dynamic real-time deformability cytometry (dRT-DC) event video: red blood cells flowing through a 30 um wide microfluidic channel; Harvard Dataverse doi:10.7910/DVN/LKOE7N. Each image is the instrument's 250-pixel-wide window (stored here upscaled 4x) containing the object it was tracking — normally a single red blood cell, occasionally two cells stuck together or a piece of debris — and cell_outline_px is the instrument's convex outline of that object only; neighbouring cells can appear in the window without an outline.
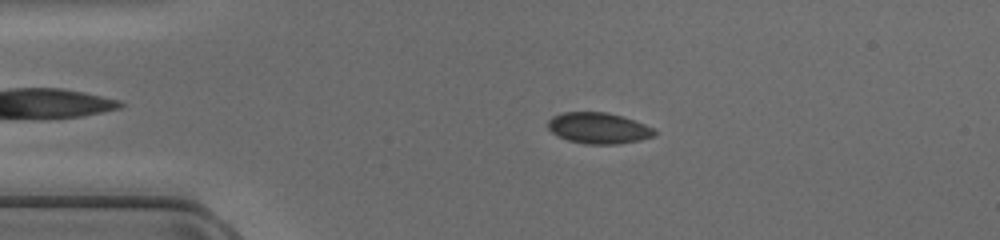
{"species": "common noctule bat (a hibernating species)", "species_latin": "Nyctalus noctula", "temperature_condition": "cold", "stored_images_in_passage": 46, "camera_frame_rate_fps": 3000, "um_per_image_px": 0.085, "animal": {"sex": "female", "body_mass_g": 17.0, "forearm_length_mm": 48.0}, "frame": {"image": 1, "passage_image": 9, "time_ms": 2.667, "image_size_px": [1000, 240], "cell_outline_px": [[656, 136], [640, 140], [616, 144], [584, 144], [568, 140], [556, 136], [548, 128], [548, 120], [552, 116], [564, 112], [608, 112], [644, 124], [652, 128], [656, 132]], "centroid_in_image_um": [50.84, 10.9], "position_along_channel_um": 34.2, "area_um2": 19.25}}
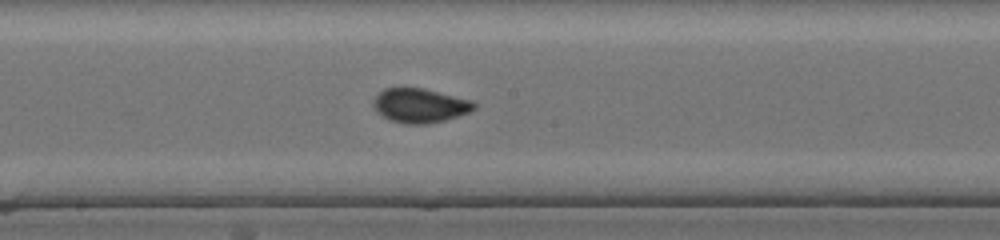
{"frame": {"image": 2, "passage_image": 24, "time_ms": 7.667, "image_size_px": [1000, 240], "cell_outline_px": [[476, 108], [468, 112], [444, 120], [424, 124], [404, 124], [388, 120], [376, 112], [372, 104], [372, 100], [384, 88], [424, 88], [472, 100], [476, 104]], "centroid_in_image_um": [35.65, 8.97], "position_along_channel_um": 212.5, "area_um2": 20.17}}
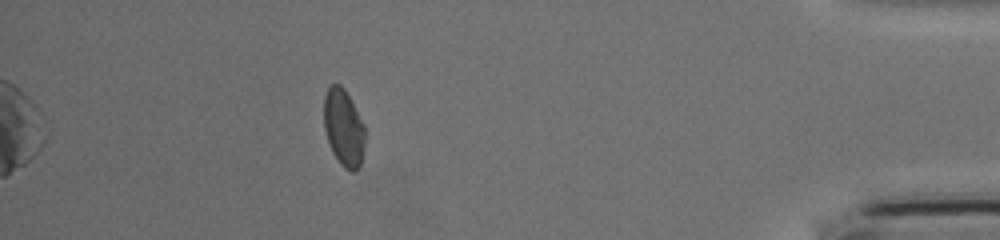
{"frame": {"image": 3, "passage_image": 41, "time_ms": 13.333, "image_size_px": [1000, 240], "cell_outline_px": [[364, 148], [360, 168], [356, 172], [352, 172], [344, 168], [340, 164], [332, 152], [328, 144], [324, 128], [324, 96], [328, 88], [332, 84], [340, 84], [344, 88], [364, 124]], "centroid_in_image_um": [29.2, 10.9], "position_along_channel_um": 406.0, "area_um2": 18.61}}